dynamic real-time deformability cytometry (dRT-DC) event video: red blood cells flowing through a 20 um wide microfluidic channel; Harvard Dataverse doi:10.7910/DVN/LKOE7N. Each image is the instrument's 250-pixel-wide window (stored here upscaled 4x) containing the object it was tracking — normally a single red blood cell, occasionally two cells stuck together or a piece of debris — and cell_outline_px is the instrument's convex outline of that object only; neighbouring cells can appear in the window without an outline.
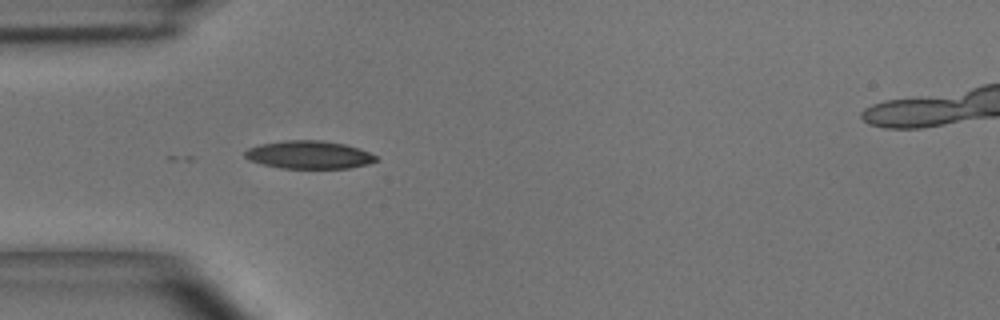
{"species": "common noctule bat (a hibernating species)", "species_latin": "Nyctalus noctula", "temperature_condition": "room temperature", "stored_images_in_passage": 35, "camera_frame_rate_fps": 3000, "um_per_image_px": 0.085, "animal": {"sex": "male", "body_mass_g": 15.6}, "frame": {"image": 1, "passage_image": 1, "time_ms": 0.0, "image_size_px": [1000, 320], "cell_outline_px": [[380, 160], [368, 164], [348, 168], [280, 168], [248, 160], [244, 156], [244, 152], [248, 148], [260, 144], [284, 140], [324, 140], [344, 144], [360, 148], [376, 156]], "centroid_in_image_um": [26.27, 13.15], "position_along_channel_um": 58.7, "area_um2": 21.44}}
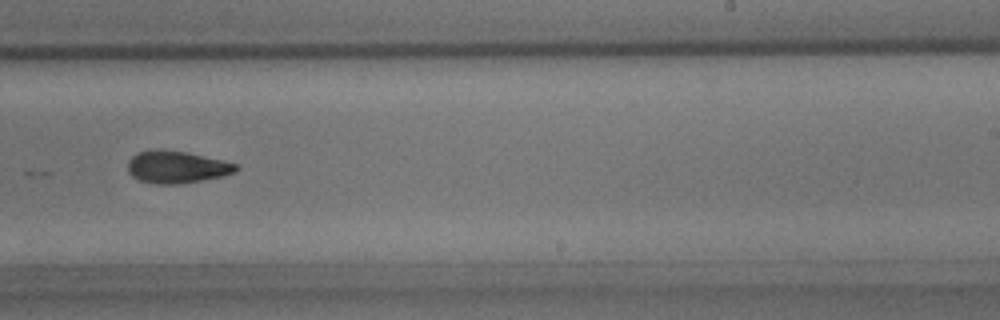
{"frame": {"image": 2, "passage_image": 17, "time_ms": 5.333, "image_size_px": [1000, 320], "cell_outline_px": [[240, 168], [236, 172], [220, 176], [180, 184], [156, 184], [140, 180], [132, 176], [128, 172], [128, 160], [136, 152], [188, 152], [236, 164]], "centroid_in_image_um": [15.02, 14.23], "position_along_channel_um": 274.0, "area_um2": 19.59}}
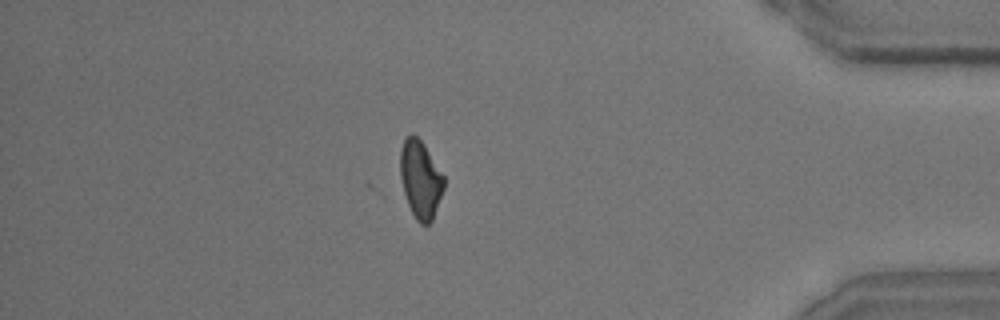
{"frame": {"image": 3, "passage_image": 29, "time_ms": 9.333, "image_size_px": [1000, 320], "cell_outline_px": [[444, 188], [432, 220], [428, 224], [420, 224], [416, 220], [408, 204], [404, 192], [400, 176], [400, 148], [404, 140], [412, 132], [424, 144], [444, 176]], "centroid_in_image_um": [35.73, 15.23], "position_along_channel_um": 399.5, "area_um2": 19.65}, "authors_computed_cell_mechanics": {"area_um2": 19.8254, "velocity_mm_per_s": 4.065, "shape_relaxation_time_tau1_ms": 2.7026, "shape_relaxation_time_tau2_ms": 3.1549, "deformation_change_tau1": 0.0963, "deformation_change_tau2": 0.0996}}